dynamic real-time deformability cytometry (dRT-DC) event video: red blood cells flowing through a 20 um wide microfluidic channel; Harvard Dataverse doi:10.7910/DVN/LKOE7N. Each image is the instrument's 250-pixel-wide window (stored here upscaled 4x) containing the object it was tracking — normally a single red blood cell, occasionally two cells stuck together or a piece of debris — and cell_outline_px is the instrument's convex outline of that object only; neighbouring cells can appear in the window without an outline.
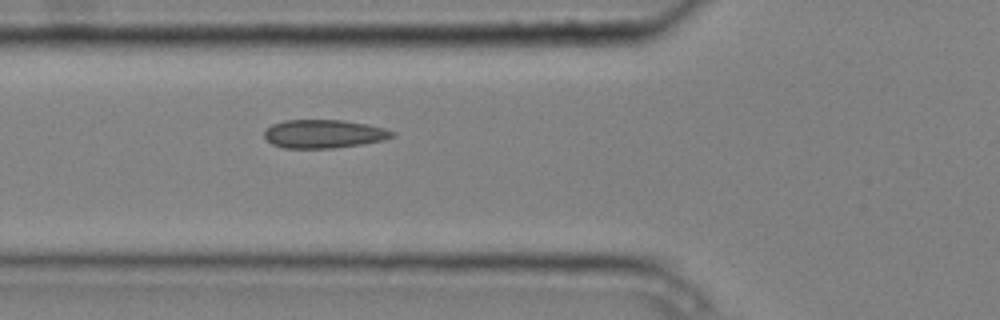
{"species": "common noctule bat (a hibernating species)", "species_latin": "Nyctalus noctula", "temperature_condition": "cold", "stored_images_in_passage": 5, "camera_frame_rate_fps": 3000, "um_per_image_px": 0.085, "animal": {"sex": "male", "body_mass_g": 20.4}, "frame": {"image": 1, "passage_image": 5, "time_ms": 1.333, "image_size_px": [1000, 320], "cell_outline_px": [[396, 136], [384, 140], [364, 144], [332, 148], [284, 148], [272, 144], [264, 136], [264, 132], [272, 124], [284, 120], [344, 120], [384, 128], [396, 132]], "centroid_in_image_um": [27.55, 11.38], "position_along_channel_um": 98.3, "area_um2": 21.21}}